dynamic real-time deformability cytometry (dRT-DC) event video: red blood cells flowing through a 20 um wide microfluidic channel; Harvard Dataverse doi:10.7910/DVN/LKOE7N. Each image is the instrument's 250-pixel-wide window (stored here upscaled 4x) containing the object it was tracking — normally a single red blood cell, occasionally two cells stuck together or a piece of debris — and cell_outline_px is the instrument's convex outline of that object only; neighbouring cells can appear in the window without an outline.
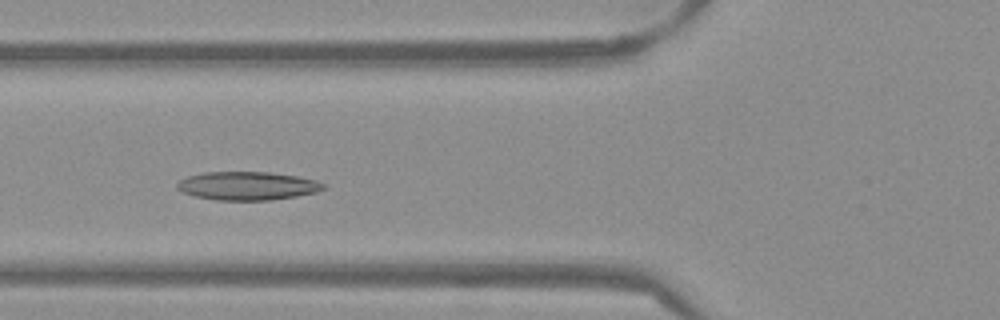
{"species": "Egyptian fruit bat (a non-hibernating species)", "species_latin": "Rousettus aegyptiacus", "temperature_condition": "warm", "stored_images_in_passage": 49, "camera_frame_rate_fps": 3000, "um_per_image_px": 0.085, "frame": {"image": 1, "passage_image": 16, "time_ms": 5.0, "image_size_px": [1000, 320], "cell_outline_px": [[328, 188], [316, 192], [296, 196], [272, 200], [216, 200], [196, 196], [184, 192], [176, 188], [176, 184], [180, 180], [188, 176], [204, 172], [268, 172], [296, 176], [316, 180], [324, 184]], "centroid_in_image_um": [21.05, 15.8], "position_along_channel_um": 104.8, "area_um2": 24.16}}
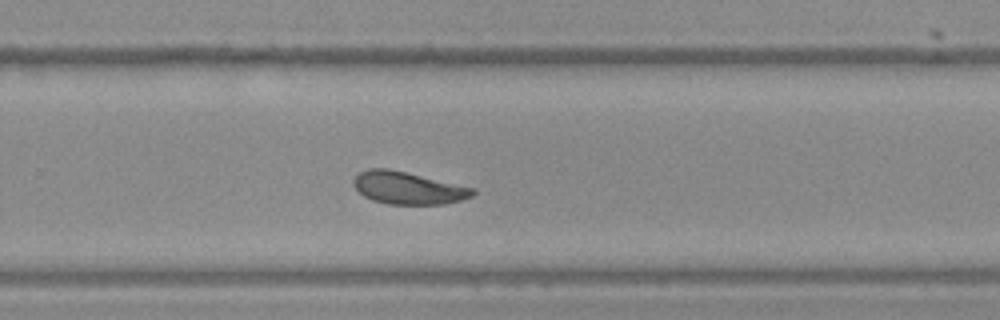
{"frame": {"image": 2, "passage_image": 31, "time_ms": 10.0, "image_size_px": [1000, 320], "cell_outline_px": [[476, 192], [472, 196], [460, 200], [444, 204], [388, 204], [372, 200], [364, 196], [352, 184], [352, 180], [360, 172], [368, 168], [388, 168], [476, 188]], "centroid_in_image_um": [34.68, 15.97], "position_along_channel_um": 295.1, "area_um2": 22.48}}
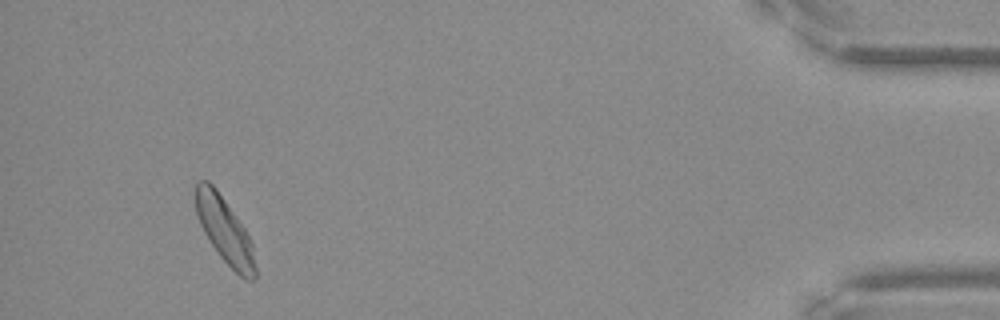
{"frame": {"image": 3, "passage_image": 46, "time_ms": 15.0, "image_size_px": [1000, 320], "cell_outline_px": [[256, 276], [252, 280], [244, 280], [220, 256], [208, 240], [200, 224], [196, 212], [192, 192], [196, 184], [200, 180], [208, 180], [216, 188], [236, 216], [244, 228], [252, 244], [256, 268]], "centroid_in_image_um": [19.05, 19.54], "position_along_channel_um": 416.1, "area_um2": 22.95}, "authors_computed_cell_mechanics": {"area_um2": 23.12, "velocity_mm_per_s": 3.8042, "shape_relaxation_time_tau1_ms": 9.0814, "shape_relaxation_time_tau2_ms": 4.8012, "deformation_change_tau1": 0.2033, "deformation_change_tau2": 0.1154}}